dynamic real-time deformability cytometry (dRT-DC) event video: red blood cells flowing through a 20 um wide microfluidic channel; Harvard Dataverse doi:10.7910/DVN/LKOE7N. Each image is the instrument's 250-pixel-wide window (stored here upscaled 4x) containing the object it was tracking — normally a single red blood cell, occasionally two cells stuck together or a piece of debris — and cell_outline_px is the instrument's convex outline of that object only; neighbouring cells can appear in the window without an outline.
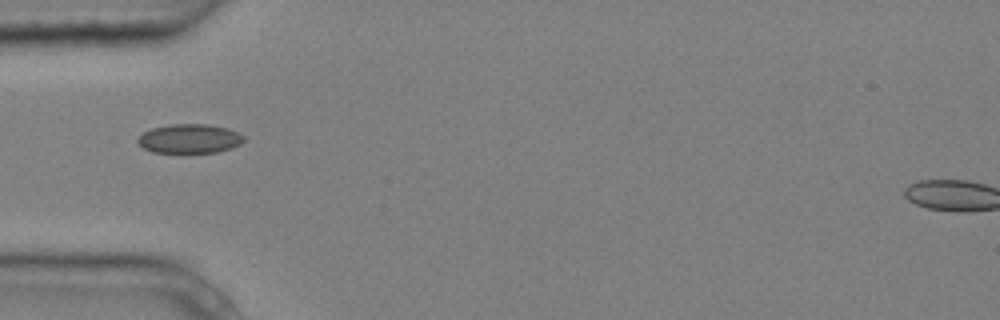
{"species": "common noctule bat (a hibernating species)", "species_latin": "Nyctalus noctula", "temperature_condition": "cold", "stored_images_in_passage": 3, "camera_frame_rate_fps": 3000, "um_per_image_px": 0.085, "animal": {"sex": "male", "body_mass_g": 20.4}, "frame": {"image": 1, "passage_image": 1, "time_ms": 0.0, "image_size_px": [1000, 320], "cell_outline_px": [[244, 140], [240, 144], [232, 148], [216, 152], [152, 152], [144, 148], [136, 140], [144, 132], [152, 128], [168, 124], [208, 124], [228, 128], [244, 136]], "centroid_in_image_um": [16.12, 11.77], "position_along_channel_um": 68.9, "area_um2": 17.92}}
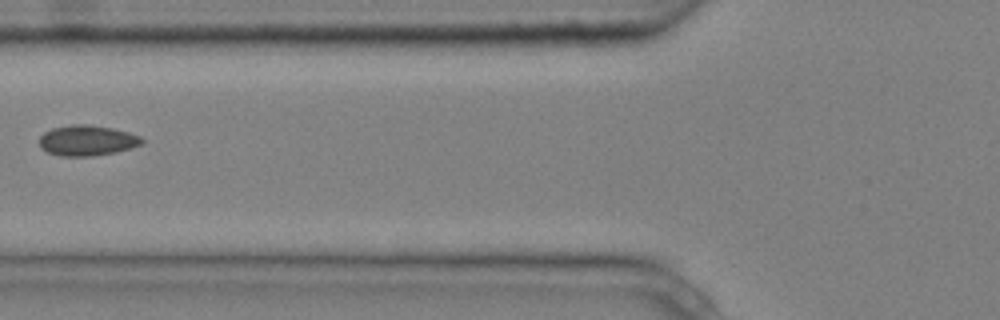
{"frame": {"image": 2, "passage_image": 2, "time_ms": 0.333, "image_size_px": [1000, 320], "cell_outline_px": [[144, 140], [140, 144], [116, 152], [92, 156], [60, 156], [48, 152], [40, 148], [40, 136], [44, 132], [52, 128], [72, 124], [88, 124], [112, 128], [128, 132], [140, 136]], "centroid_in_image_um": [7.37, 11.93], "position_along_channel_um": 118.4, "area_um2": 18.15}}